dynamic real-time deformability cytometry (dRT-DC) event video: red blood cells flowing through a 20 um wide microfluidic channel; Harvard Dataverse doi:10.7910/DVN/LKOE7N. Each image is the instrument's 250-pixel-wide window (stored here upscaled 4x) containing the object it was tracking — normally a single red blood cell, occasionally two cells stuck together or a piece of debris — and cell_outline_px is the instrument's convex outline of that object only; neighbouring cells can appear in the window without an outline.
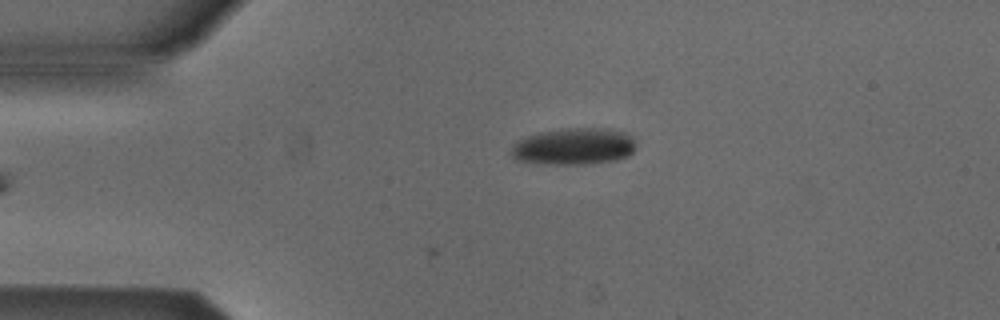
{"species": "Egyptian fruit bat (a non-hibernating species)", "species_latin": "Rousettus aegyptiacus", "temperature_condition": "cold", "stored_images_in_passage": 6, "camera_frame_rate_fps": 3000, "um_per_image_px": 0.085, "animal": {"sex": "male"}, "frame": {"image": 1, "passage_image": 6, "time_ms": 1.667, "image_size_px": [1000, 320], "cell_outline_px": [[636, 148], [628, 156], [616, 160], [584, 164], [556, 164], [516, 160], [508, 152], [512, 144], [528, 136], [540, 132], [568, 128], [608, 128], [628, 132], [632, 136], [636, 144]], "centroid_in_image_um": [48.81, 12.43], "position_along_channel_um": 36.2, "area_um2": 26.88}}